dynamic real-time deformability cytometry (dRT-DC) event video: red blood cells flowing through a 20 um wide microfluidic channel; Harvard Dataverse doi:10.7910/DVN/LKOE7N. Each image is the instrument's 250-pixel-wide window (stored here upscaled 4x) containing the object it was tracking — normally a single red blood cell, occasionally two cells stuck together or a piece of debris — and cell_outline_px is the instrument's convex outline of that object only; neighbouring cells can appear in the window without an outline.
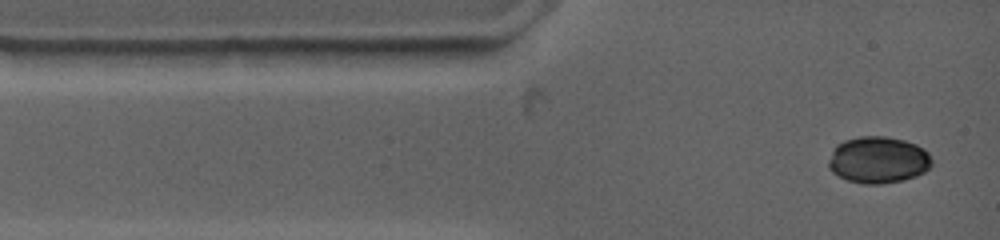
{"species": "common noctule bat (a hibernating species)", "species_latin": "Nyctalus noctula", "temperature_condition": "warm", "stored_images_in_passage": 9, "camera_frame_rate_fps": 4500, "um_per_image_px": 0.085, "animal": {"sex": "female", "body_mass_g": 19.0, "forearm_length_mm": 53.3}, "frame": {"image": 1, "passage_image": 1, "time_ms": 0.0, "image_size_px": [1000, 240], "cell_outline_px": [[932, 164], [924, 172], [916, 176], [900, 180], [876, 184], [868, 184], [848, 180], [832, 172], [828, 168], [828, 160], [832, 148], [836, 144], [844, 140], [860, 136], [888, 136], [904, 140], [916, 144], [924, 148], [928, 152], [932, 160]], "centroid_in_image_um": [74.63, 13.56], "position_along_channel_um": 10.4, "area_um2": 28.21}}
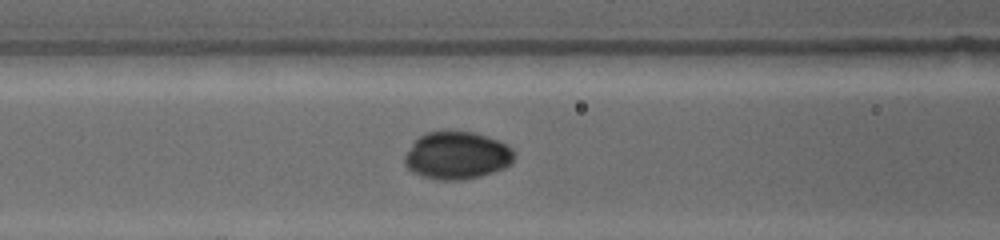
{"frame": {"image": 2, "passage_image": 6, "time_ms": 4.0, "image_size_px": [1000, 240], "cell_outline_px": [[512, 164], [504, 168], [480, 176], [464, 180], [436, 180], [424, 176], [408, 168], [404, 164], [404, 156], [412, 144], [424, 132], [448, 128], [472, 132], [488, 136], [500, 140], [512, 148]], "centroid_in_image_um": [38.83, 13.17], "position_along_channel_um": 127.8, "area_um2": 30.87}}
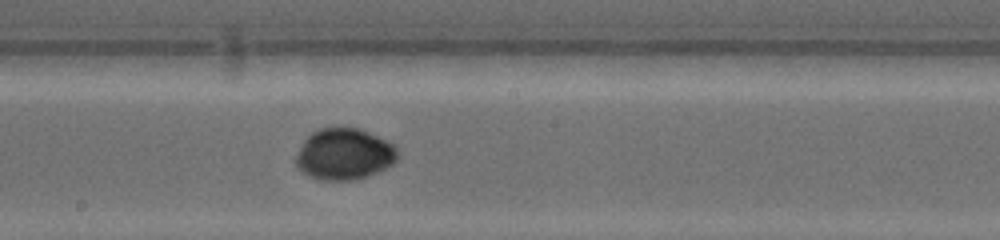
{"frame": {"image": 3, "passage_image": 9, "time_ms": 6.444, "image_size_px": [1000, 240], "cell_outline_px": [[400, 156], [388, 168], [368, 176], [352, 180], [320, 180], [308, 176], [296, 168], [296, 152], [304, 140], [312, 132], [320, 128], [360, 128], [396, 144]], "centroid_in_image_um": [29.28, 13.11], "position_along_channel_um": 218.9, "area_um2": 30.92}}